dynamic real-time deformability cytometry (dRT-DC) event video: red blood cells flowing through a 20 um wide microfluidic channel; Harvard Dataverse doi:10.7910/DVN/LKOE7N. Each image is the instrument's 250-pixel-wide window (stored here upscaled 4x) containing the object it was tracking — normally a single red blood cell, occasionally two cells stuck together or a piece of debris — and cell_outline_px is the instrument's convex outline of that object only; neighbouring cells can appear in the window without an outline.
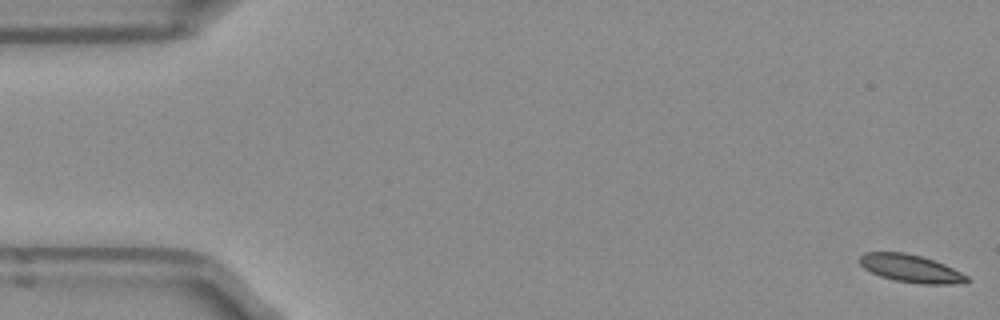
{"species": "Egyptian fruit bat (a non-hibernating species)", "species_latin": "Rousettus aegyptiacus", "temperature_condition": "room temperature", "stored_images_in_passage": 14, "camera_frame_rate_fps": 3000, "um_per_image_px": 0.085, "frame": {"image": 1, "passage_image": 1, "time_ms": 0.0, "image_size_px": [1000, 320], "cell_outline_px": [[972, 280], [964, 284], [920, 284], [896, 280], [880, 276], [864, 268], [860, 264], [860, 256], [864, 252], [904, 252], [920, 256], [944, 264], [968, 276]], "centroid_in_image_um": [77.45, 22.83], "position_along_channel_um": 7.5, "area_um2": 17.28}}
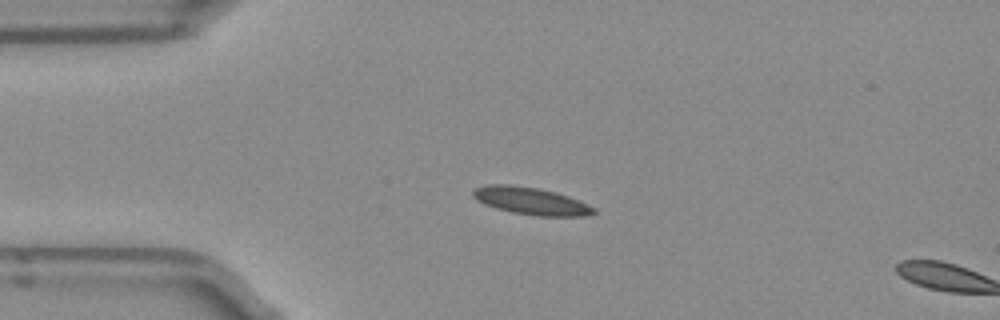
{"frame": {"image": 2, "passage_image": 12, "time_ms": 3.667, "image_size_px": [1000, 320], "cell_outline_px": [[596, 212], [584, 216], [536, 216], [512, 212], [496, 208], [484, 204], [476, 200], [472, 196], [472, 192], [476, 188], [488, 184], [508, 184], [536, 188], [556, 192], [568, 196], [596, 208]], "centroid_in_image_um": [45.11, 17.08], "position_along_channel_um": 39.9, "area_um2": 19.13}}